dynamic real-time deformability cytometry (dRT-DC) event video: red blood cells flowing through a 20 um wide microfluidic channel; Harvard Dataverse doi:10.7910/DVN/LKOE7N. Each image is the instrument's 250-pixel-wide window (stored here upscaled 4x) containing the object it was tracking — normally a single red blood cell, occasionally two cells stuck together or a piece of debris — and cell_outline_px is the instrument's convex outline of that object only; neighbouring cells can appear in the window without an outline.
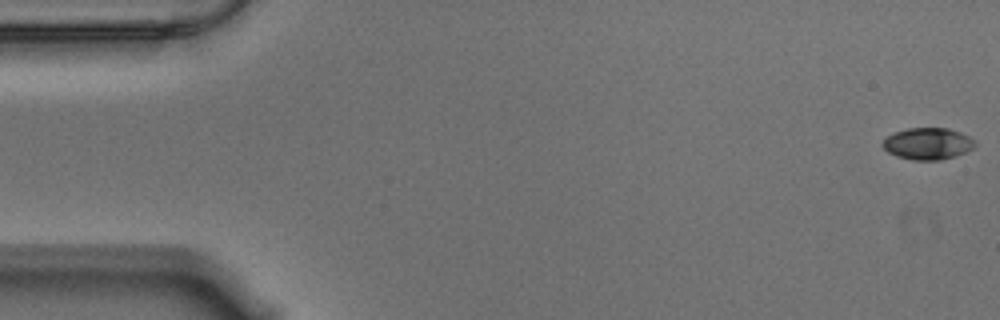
{"species": "Egyptian fruit bat (a non-hibernating species)", "species_latin": "Rousettus aegyptiacus", "temperature_condition": "warm", "stored_images_in_passage": 57, "camera_frame_rate_fps": 3000, "um_per_image_px": 0.085, "animal": {"sex": "male"}, "frame": {"image": 1, "passage_image": 1, "time_ms": 0.0, "image_size_px": [1000, 320], "cell_outline_px": [[976, 144], [972, 148], [956, 156], [940, 160], [912, 160], [896, 156], [888, 152], [880, 144], [892, 132], [908, 128], [948, 128], [960, 132], [976, 140]], "centroid_in_image_um": [78.84, 12.21], "position_along_channel_um": 6.2, "area_um2": 17.17}}
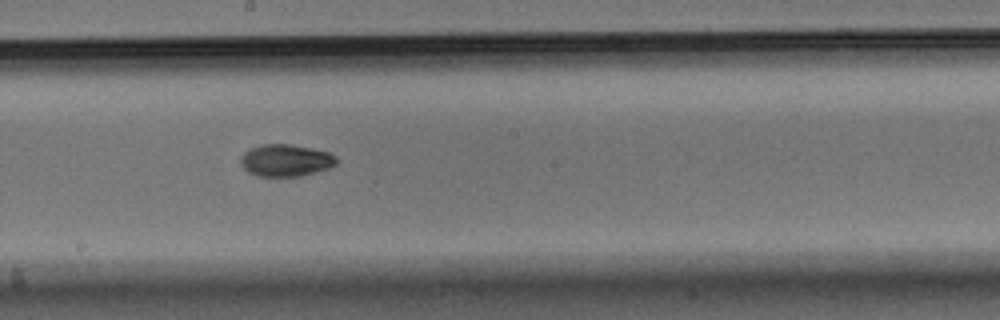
{"frame": {"image": 2, "passage_image": 31, "time_ms": 10.0, "image_size_px": [1000, 320], "cell_outline_px": [[340, 160], [336, 164], [328, 168], [300, 176], [256, 176], [248, 172], [244, 168], [240, 160], [240, 156], [244, 152], [260, 144], [288, 144], [312, 148], [328, 152], [336, 156]], "centroid_in_image_um": [24.29, 13.62], "position_along_channel_um": 223.9, "area_um2": 17.92}}
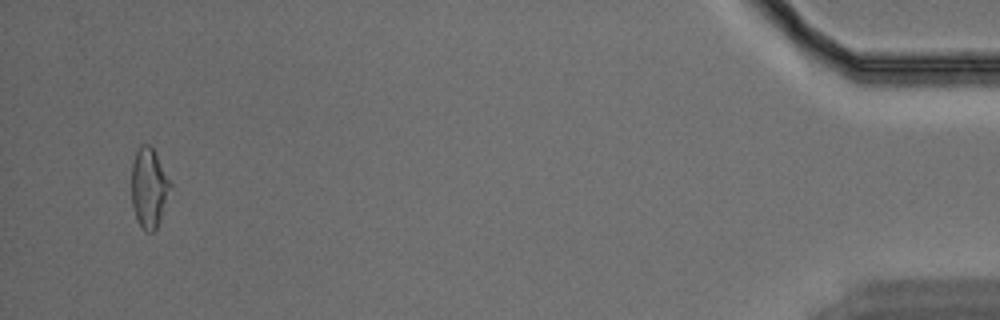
{"frame": {"image": 3, "passage_image": 55, "time_ms": 18.0, "image_size_px": [1000, 320], "cell_outline_px": [[172, 188], [160, 220], [156, 228], [152, 232], [144, 232], [140, 228], [136, 220], [132, 208], [132, 164], [136, 152], [140, 144], [148, 144], [156, 152], [172, 184]], "centroid_in_image_um": [12.67, 15.99], "position_along_channel_um": 422.5, "area_um2": 18.38}, "authors_computed_cell_mechanics": {"area_um2": 17.5134, "velocity_mm_per_s": 3.5394, "shape_relaxation_time_tau1_ms": 4.0842, "shape_relaxation_time_tau2_ms": 9.5727, "deformation_change_tau1": 0.14, "deformation_change_tau2": 0.1207}}